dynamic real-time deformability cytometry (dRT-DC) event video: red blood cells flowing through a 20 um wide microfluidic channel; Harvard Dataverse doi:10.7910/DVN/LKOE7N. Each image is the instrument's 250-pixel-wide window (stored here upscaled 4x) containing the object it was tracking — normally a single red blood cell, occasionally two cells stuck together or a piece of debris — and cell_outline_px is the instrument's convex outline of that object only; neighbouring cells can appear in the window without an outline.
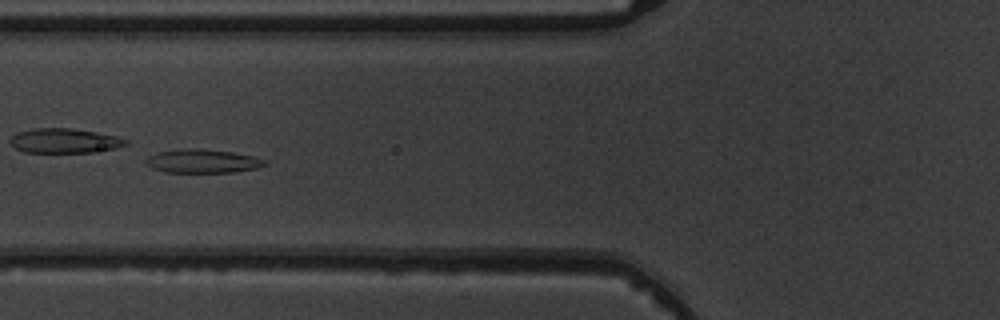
{"species": "common noctule bat (a hibernating species)", "species_latin": "Nyctalus noctula", "temperature_condition": "warm", "stored_images_in_passage": 8, "camera_frame_rate_fps": 3000, "um_per_image_px": 0.085, "animal": {"sex": "male", "body_mass_g": 19.5, "forearm_length_mm": 54.6}, "frame": {"image": 1, "passage_image": 6, "time_ms": 6.667, "image_size_px": [1000, 320], "cell_outline_px": [[268, 164], [256, 168], [232, 172], [168, 172], [152, 168], [144, 164], [144, 160], [148, 156], [156, 152], [180, 148], [200, 148], [232, 152], [252, 156], [268, 160]], "centroid_in_image_um": [17.18, 13.68], "position_along_channel_um": 108.6, "area_um2": 16.59}}
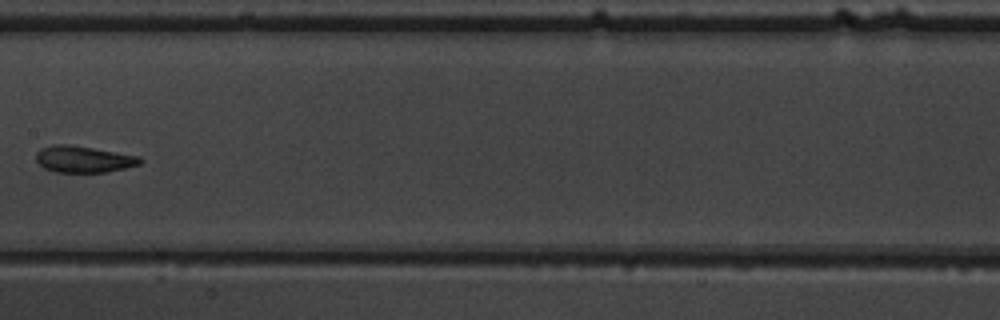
{"frame": {"image": 2, "passage_image": 8, "time_ms": 9.0, "image_size_px": [1000, 320], "cell_outline_px": [[144, 160], [140, 164], [124, 168], [104, 172], [56, 172], [44, 168], [36, 160], [36, 152], [40, 148], [52, 144], [68, 144], [140, 156]], "centroid_in_image_um": [7.08, 13.52], "position_along_channel_um": 200.3, "area_um2": 16.07}}